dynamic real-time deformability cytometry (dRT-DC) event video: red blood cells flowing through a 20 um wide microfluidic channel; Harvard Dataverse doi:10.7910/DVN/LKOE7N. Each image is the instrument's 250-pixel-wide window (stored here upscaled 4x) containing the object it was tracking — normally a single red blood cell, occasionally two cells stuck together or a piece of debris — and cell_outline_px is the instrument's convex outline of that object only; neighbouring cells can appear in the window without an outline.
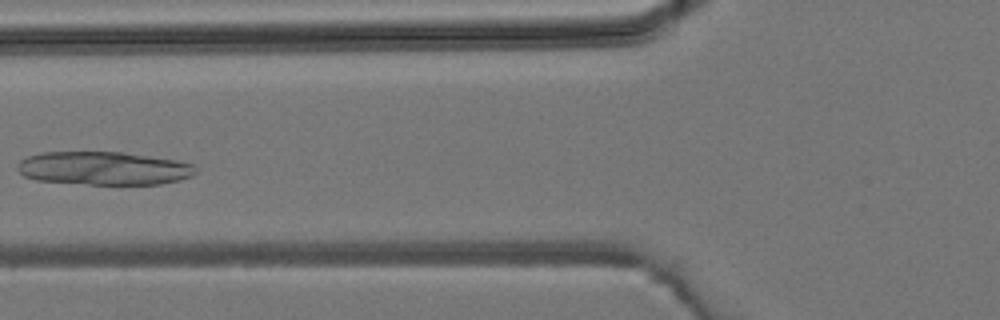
{"species": "common noctule bat (a hibernating species)", "species_latin": "Nyctalus noctula", "temperature_condition": "room temperature", "stored_images_in_passage": 5, "camera_frame_rate_fps": 3000, "um_per_image_px": 0.085, "animal": {"sex": "male", "body_mass_g": 19.2, "forearm_length_mm": 51.8}, "frame": {"image": 1, "passage_image": 5, "time_ms": 4.667, "image_size_px": [1000, 320], "cell_outline_px": [[196, 172], [192, 176], [180, 180], [160, 184], [120, 188], [36, 180], [24, 176], [16, 168], [16, 164], [20, 160], [28, 156], [40, 152], [124, 152], [176, 160], [196, 164]], "centroid_in_image_um": [8.85, 14.35], "position_along_channel_um": 116.9, "area_um2": 36.13}}